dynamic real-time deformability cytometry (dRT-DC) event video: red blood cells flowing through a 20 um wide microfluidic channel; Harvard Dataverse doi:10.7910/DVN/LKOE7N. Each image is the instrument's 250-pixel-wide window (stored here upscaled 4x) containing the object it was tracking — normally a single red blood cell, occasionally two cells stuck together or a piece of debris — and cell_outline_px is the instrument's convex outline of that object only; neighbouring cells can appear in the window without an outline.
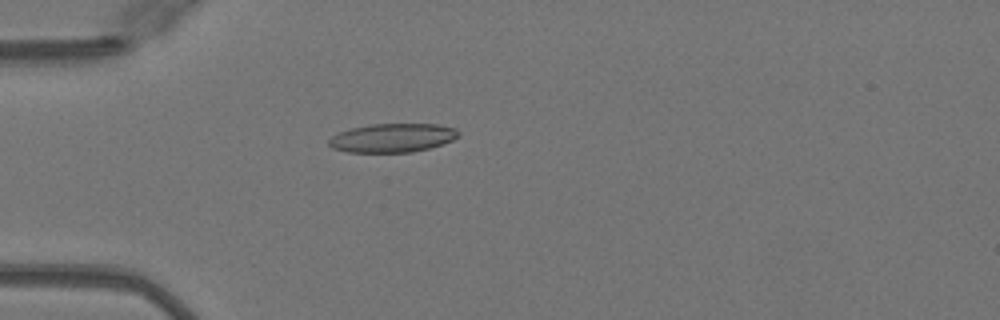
{"species": "Egyptian fruit bat (a non-hibernating species)", "species_latin": "Rousettus aegyptiacus", "temperature_condition": "warm", "stored_images_in_passage": 50, "camera_frame_rate_fps": 3000, "um_per_image_px": 0.085, "animal": {"sex": "female"}, "frame": {"image": 1, "passage_image": 15, "time_ms": 4.667, "image_size_px": [1000, 320], "cell_outline_px": [[460, 136], [452, 140], [428, 148], [412, 152], [348, 152], [332, 148], [328, 144], [328, 140], [332, 136], [340, 132], [352, 128], [372, 124], [436, 124], [456, 128], [460, 132]], "centroid_in_image_um": [33.37, 11.71], "position_along_channel_um": 51.6, "area_um2": 21.62}}
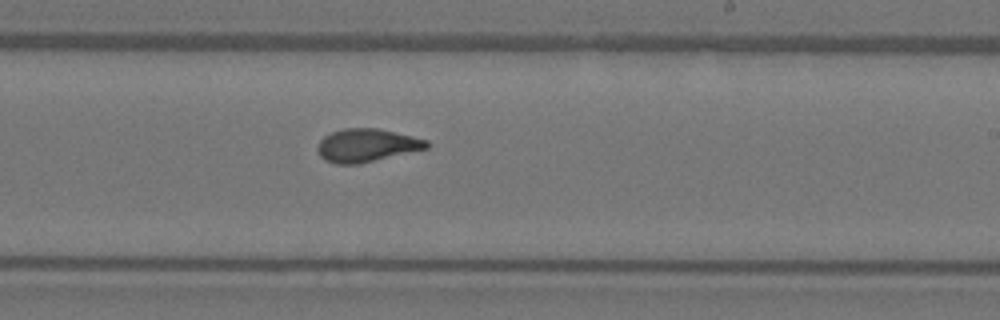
{"frame": {"image": 2, "passage_image": 31, "time_ms": 10.0, "image_size_px": [1000, 320], "cell_outline_px": [[428, 148], [360, 164], [336, 164], [324, 160], [320, 156], [316, 148], [320, 140], [324, 136], [332, 132], [344, 128], [376, 128], [412, 136], [428, 140]], "centroid_in_image_um": [31.14, 12.36], "position_along_channel_um": 257.9, "area_um2": 21.04}}
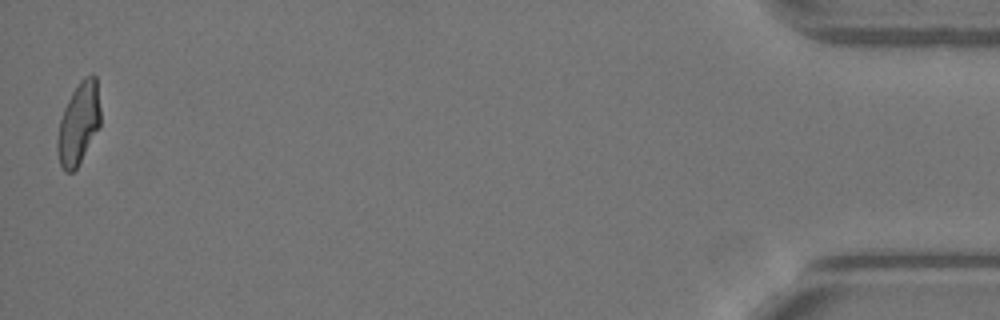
{"frame": {"image": 3, "passage_image": 50, "time_ms": 16.333, "image_size_px": [1000, 320], "cell_outline_px": [[100, 124], [76, 168], [72, 172], [64, 172], [60, 164], [56, 148], [56, 140], [60, 120], [64, 108], [72, 92], [80, 80], [84, 76], [92, 72], [96, 76], [100, 108]], "centroid_in_image_um": [6.67, 10.45], "position_along_channel_um": 428.5, "area_um2": 20.4}, "authors_computed_cell_mechanics": {"area_um2": 21.1259, "velocity_mm_per_s": 4.093, "shape_relaxation_time_tau1_ms": 7.3202, "shape_relaxation_time_tau2_ms": 1.2068, "deformation_change_tau1": 0.2129, "deformation_change_tau2": 0.0807}}